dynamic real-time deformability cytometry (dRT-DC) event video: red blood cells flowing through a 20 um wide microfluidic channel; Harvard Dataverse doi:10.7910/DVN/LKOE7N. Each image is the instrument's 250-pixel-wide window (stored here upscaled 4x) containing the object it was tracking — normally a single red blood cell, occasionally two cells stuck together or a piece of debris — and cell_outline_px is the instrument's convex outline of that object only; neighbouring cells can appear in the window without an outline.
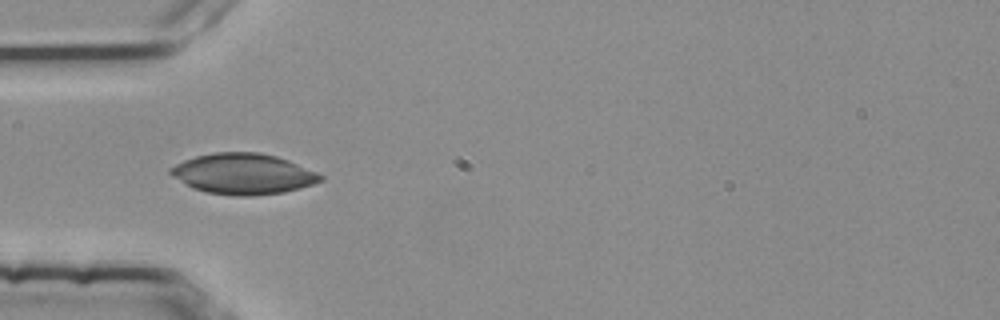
{"species": "common noctule bat (a hibernating species)", "species_latin": "Nyctalus noctula", "temperature_condition": "room temperature", "stored_images_in_passage": 36, "camera_frame_rate_fps": 3000, "um_per_image_px": 0.085, "animal": {"sex": "female", "body_mass_g": 25.1}, "frame": {"image": 1, "passage_image": 1, "time_ms": 0.0, "image_size_px": [1000, 320], "cell_outline_px": [[324, 180], [300, 188], [284, 192], [252, 196], [236, 196], [208, 192], [192, 188], [184, 184], [172, 176], [168, 172], [168, 168], [184, 160], [196, 156], [212, 152], [260, 152], [276, 156], [288, 160], [316, 172], [324, 176]], "centroid_in_image_um": [20.65, 14.77], "position_along_channel_um": 64.4, "area_um2": 35.66}}
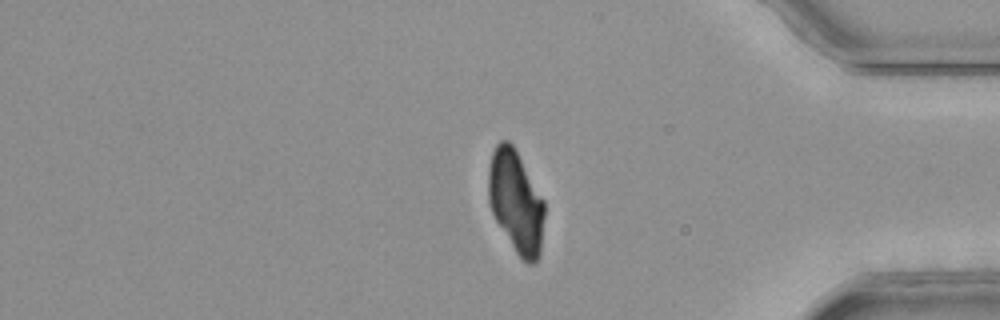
{"frame": {"image": 2, "passage_image": 29, "time_ms": 9.333, "image_size_px": [1000, 320], "cell_outline_px": [[544, 216], [540, 256], [532, 264], [528, 264], [516, 252], [496, 220], [492, 212], [488, 200], [488, 164], [492, 152], [496, 144], [500, 140], [508, 140], [512, 144], [544, 200]], "centroid_in_image_um": [43.84, 17.12], "position_along_channel_um": 391.4, "area_um2": 33.23}}
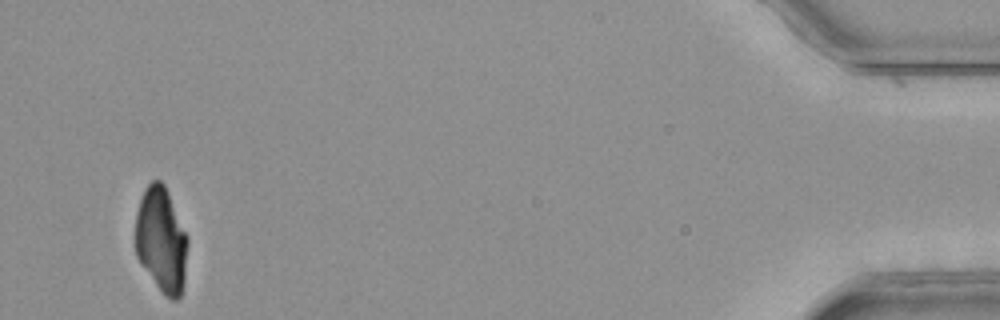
{"frame": {"image": 3, "passage_image": 36, "time_ms": 11.667, "image_size_px": [1000, 320], "cell_outline_px": [[188, 244], [184, 284], [180, 296], [176, 300], [172, 300], [164, 296], [140, 264], [136, 256], [136, 212], [144, 188], [152, 180], [160, 180], [164, 184], [188, 236]], "centroid_in_image_um": [13.72, 20.42], "position_along_channel_um": 421.5, "area_um2": 32.31}}